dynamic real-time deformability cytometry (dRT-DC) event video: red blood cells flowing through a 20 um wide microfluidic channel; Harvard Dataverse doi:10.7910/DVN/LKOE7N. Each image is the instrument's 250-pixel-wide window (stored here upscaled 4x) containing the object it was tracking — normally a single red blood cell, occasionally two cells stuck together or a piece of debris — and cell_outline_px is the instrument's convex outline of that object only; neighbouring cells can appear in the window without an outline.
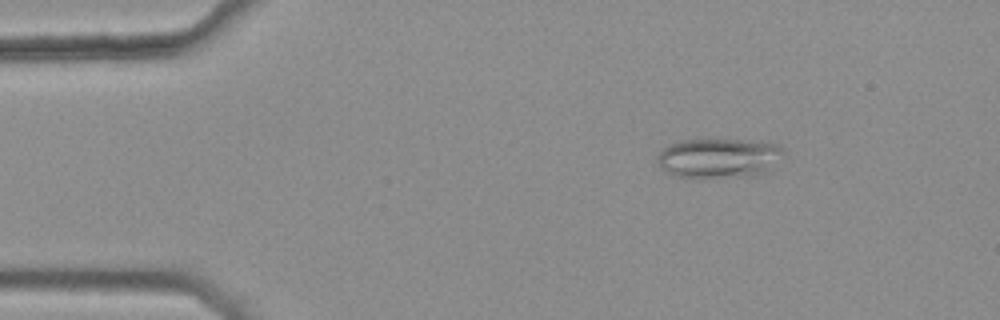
{"species": "common noctule bat (a hibernating species)", "species_latin": "Nyctalus noctula", "temperature_condition": "warm", "stored_images_in_passage": 44, "camera_frame_rate_fps": 3000, "um_per_image_px": 0.085, "animal": {"sex": "female", "body_mass_g": 25.1}, "frame": {"image": 1, "passage_image": 5, "time_ms": 1.333, "image_size_px": [1000, 320], "cell_outline_px": [[784, 152], [768, 168], [756, 172], [696, 180], [676, 176], [660, 168], [656, 160], [656, 156], [668, 144], [680, 140], [752, 140], [780, 144], [784, 148]], "centroid_in_image_um": [60.97, 13.41], "position_along_channel_um": 24.0, "area_um2": 28.78}}
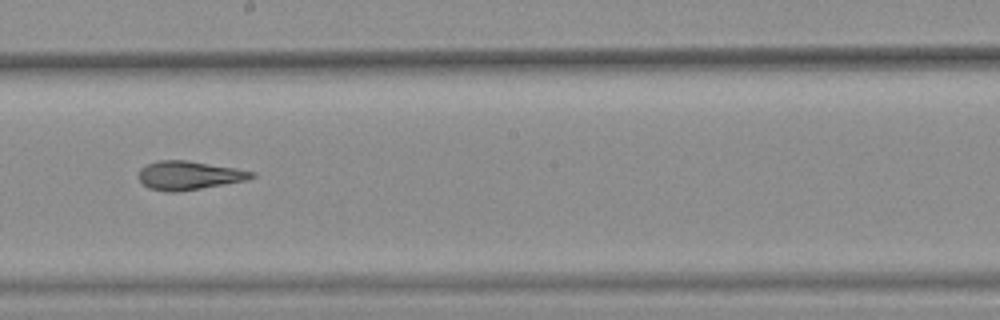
{"frame": {"image": 2, "passage_image": 27, "time_ms": 8.667, "image_size_px": [1000, 320], "cell_outline_px": [[256, 176], [248, 180], [180, 192], [164, 192], [148, 188], [136, 176], [140, 168], [156, 160], [188, 160], [236, 168], [256, 172]], "centroid_in_image_um": [16.05, 14.91], "position_along_channel_um": 232.1, "area_um2": 19.25}}
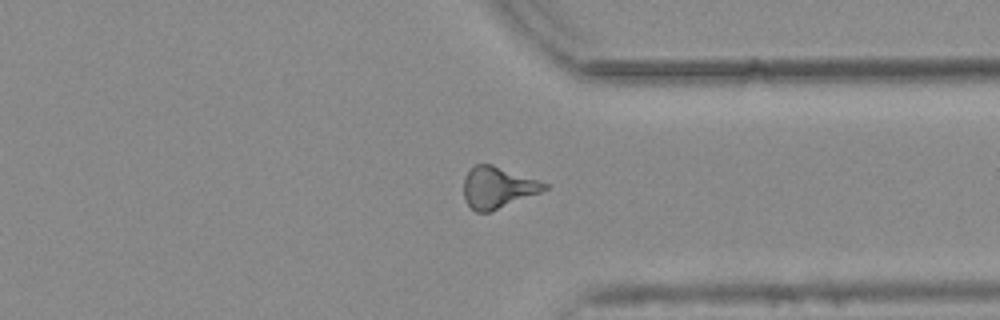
{"frame": {"image": 3, "passage_image": 38, "time_ms": 12.333, "image_size_px": [1000, 320], "cell_outline_px": [[548, 188], [540, 192], [492, 212], [476, 212], [464, 200], [464, 176], [476, 164], [492, 164], [548, 184]], "centroid_in_image_um": [42.28, 15.95], "position_along_channel_um": 369.1, "area_um2": 19.31}, "authors_computed_cell_mechanics": {"area_um2": 19.1607, "velocity_mm_per_s": 3.7652, "shape_relaxation_time_tau1_ms": null, "shape_relaxation_time_tau2_ms": 2.7814, "deformation_change_tau1": null, "deformation_change_tau2": 0.1036}}